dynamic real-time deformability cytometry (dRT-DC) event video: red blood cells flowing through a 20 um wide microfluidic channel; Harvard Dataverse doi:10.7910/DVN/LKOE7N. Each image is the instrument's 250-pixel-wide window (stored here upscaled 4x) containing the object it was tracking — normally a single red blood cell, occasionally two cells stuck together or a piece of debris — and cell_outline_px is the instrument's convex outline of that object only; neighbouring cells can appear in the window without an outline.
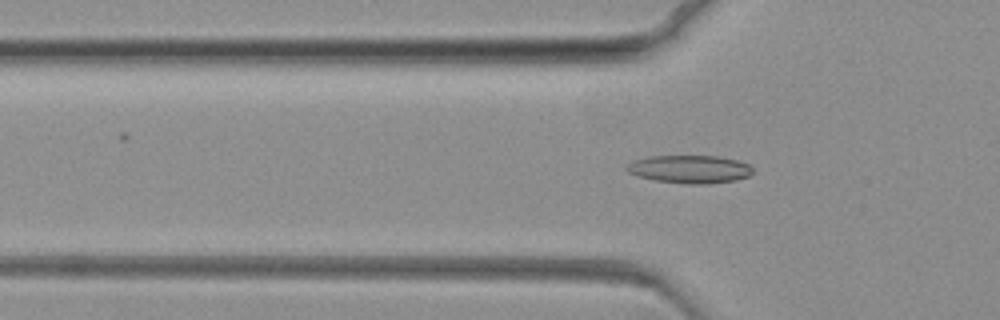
{"species": "common noctule bat (a hibernating species)", "species_latin": "Nyctalus noctula", "temperature_condition": "warm", "stored_images_in_passage": 28, "camera_frame_rate_fps": 3000, "um_per_image_px": 0.085, "animal": {"sex": "female", "body_mass_g": 19.3, "forearm_length_mm": 54.1}, "frame": {"image": 1, "passage_image": 12, "time_ms": 3.667, "image_size_px": [1000, 320], "cell_outline_px": [[752, 172], [748, 176], [736, 180], [708, 184], [684, 184], [656, 180], [636, 176], [628, 172], [624, 168], [632, 160], [648, 156], [716, 156], [736, 160], [748, 164], [752, 168]], "centroid_in_image_um": [58.58, 14.38], "position_along_channel_um": 67.2, "area_um2": 20.63}}
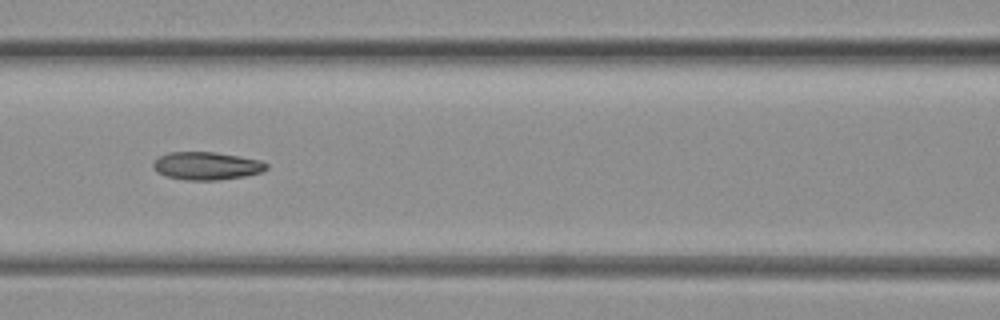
{"frame": {"image": 2, "passage_image": 21, "time_ms": 6.667, "image_size_px": [1000, 320], "cell_outline_px": [[268, 168], [260, 172], [244, 176], [216, 180], [188, 180], [164, 176], [156, 172], [152, 168], [152, 164], [160, 156], [168, 152], [216, 152], [240, 156], [260, 160], [268, 164]], "centroid_in_image_um": [17.54, 14.09], "position_along_channel_um": 149.1, "area_um2": 18.44}}
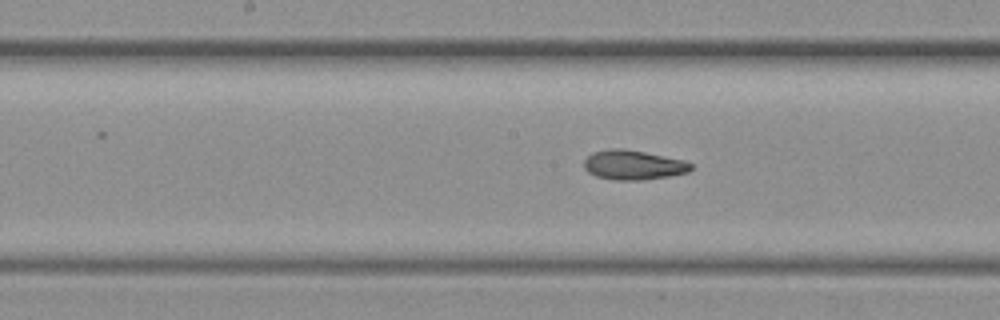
{"frame": {"image": 3, "passage_image": 26, "time_ms": 8.333, "image_size_px": [1000, 320], "cell_outline_px": [[692, 168], [688, 172], [672, 176], [644, 180], [612, 180], [596, 176], [588, 172], [584, 168], [584, 160], [592, 152], [608, 148], [624, 148], [684, 160], [692, 164]], "centroid_in_image_um": [53.82, 14.02], "position_along_channel_um": 194.4, "area_um2": 18.61}}